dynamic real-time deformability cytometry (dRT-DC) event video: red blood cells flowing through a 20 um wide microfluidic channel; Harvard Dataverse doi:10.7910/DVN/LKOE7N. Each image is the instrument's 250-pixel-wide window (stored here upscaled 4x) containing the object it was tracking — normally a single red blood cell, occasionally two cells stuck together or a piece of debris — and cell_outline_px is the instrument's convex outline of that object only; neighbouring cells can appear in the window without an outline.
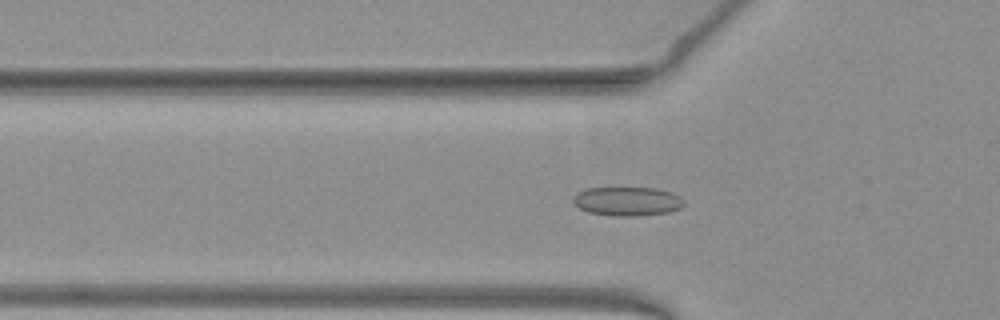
{"species": "common noctule bat (a hibernating species)", "species_latin": "Nyctalus noctula", "temperature_condition": "warm", "stored_images_in_passage": 52, "camera_frame_rate_fps": 3000, "um_per_image_px": 0.085, "animal": {"sex": "female", "body_mass_g": 19.3, "forearm_length_mm": 54.1}, "frame": {"image": 1, "passage_image": 17, "time_ms": 5.333, "image_size_px": [1000, 320], "cell_outline_px": [[684, 204], [680, 208], [668, 212], [636, 216], [616, 216], [588, 212], [580, 208], [572, 200], [576, 192], [588, 188], [656, 188], [672, 192], [680, 196], [684, 200]], "centroid_in_image_um": [53.34, 17.1], "position_along_channel_um": 72.5, "area_um2": 18.67}}
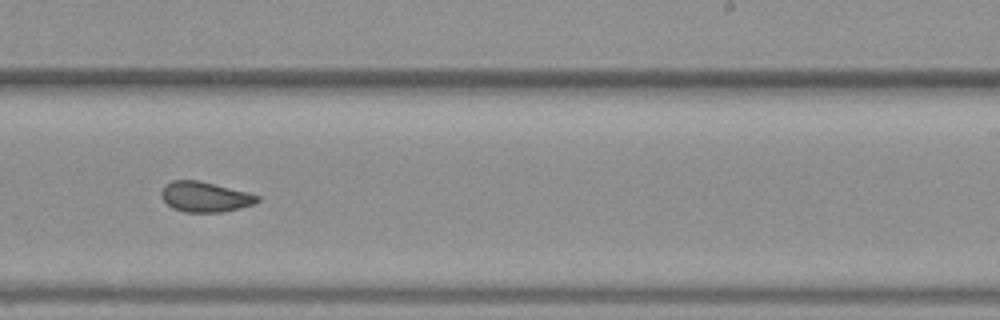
{"frame": {"image": 2, "passage_image": 32, "time_ms": 10.333, "image_size_px": [1000, 320], "cell_outline_px": [[260, 200], [256, 204], [240, 208], [220, 212], [184, 212], [172, 208], [160, 196], [160, 192], [172, 180], [196, 180], [248, 192], [260, 196]], "centroid_in_image_um": [17.45, 16.74], "position_along_channel_um": 271.5, "area_um2": 16.82}}
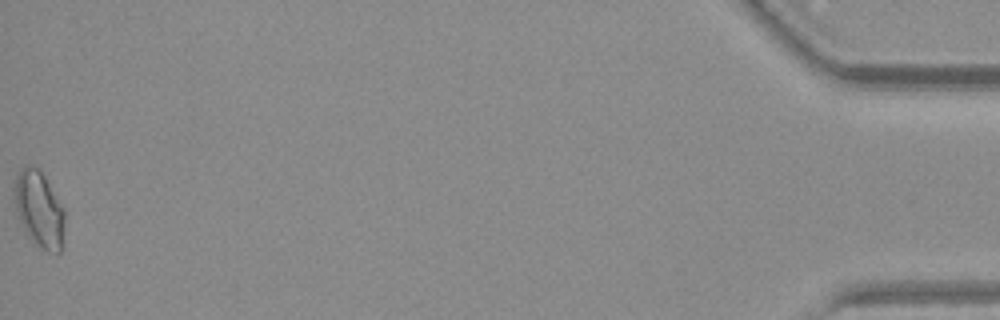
{"frame": {"image": 3, "passage_image": 52, "time_ms": 17.0, "image_size_px": [1000, 320], "cell_outline_px": [[64, 220], [60, 252], [48, 252], [36, 248], [28, 236], [16, 212], [16, 176], [20, 168], [24, 164], [28, 164], [36, 168], [44, 176], [64, 208]], "centroid_in_image_um": [3.33, 17.81], "position_along_channel_um": 431.9, "area_um2": 21.96}, "authors_computed_cell_mechanics": {"area_um2": 17.918, "velocity_mm_per_s": 3.9731, "shape_relaxation_time_tau1_ms": null, "shape_relaxation_time_tau2_ms": 1.0821, "deformation_change_tau1": null, "deformation_change_tau2": 0.0721}}